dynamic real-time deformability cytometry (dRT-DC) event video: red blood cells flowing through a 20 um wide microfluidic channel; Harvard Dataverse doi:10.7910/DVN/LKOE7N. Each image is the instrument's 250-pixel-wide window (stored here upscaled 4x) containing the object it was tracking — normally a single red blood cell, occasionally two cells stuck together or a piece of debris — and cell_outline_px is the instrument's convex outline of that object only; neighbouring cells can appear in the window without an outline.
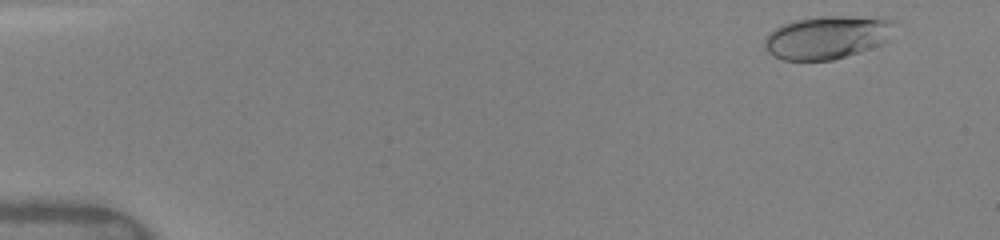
{"species": "human", "species_latin": "Homo sapiens", "temperature_condition": "warm", "stored_images_in_passage": 32, "camera_frame_rate_fps": 3000, "um_per_image_px": 0.085, "donor": {"sex": "female"}, "frame": {"image": 1, "passage_image": 1, "time_ms": 0.0, "image_size_px": [1000, 240], "cell_outline_px": [[892, 20], [888, 40], [884, 44], [832, 60], [784, 60], [768, 52], [764, 48], [764, 40], [776, 28], [784, 24], [796, 20], [820, 16], [884, 16]], "centroid_in_image_um": [70.34, 3.16], "position_along_channel_um": 14.7, "area_um2": 32.43}}
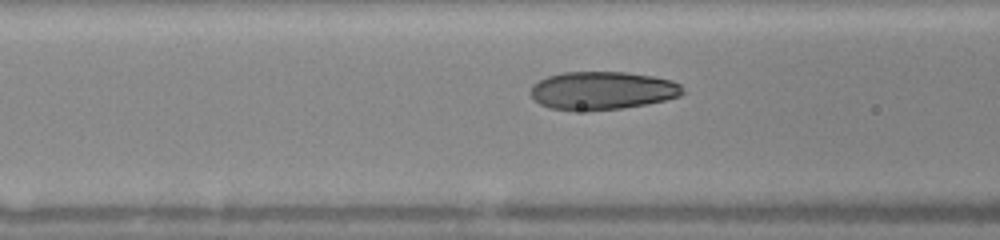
{"frame": {"image": 2, "passage_image": 12, "time_ms": 5.667, "image_size_px": [1000, 240], "cell_outline_px": [[688, 92], [680, 96], [664, 100], [624, 108], [572, 112], [548, 108], [540, 104], [532, 96], [532, 84], [548, 76], [564, 72], [628, 72], [652, 76], [672, 80], [680, 84]], "centroid_in_image_um": [51.22, 7.71], "position_along_channel_um": 115.4, "area_um2": 34.1}}
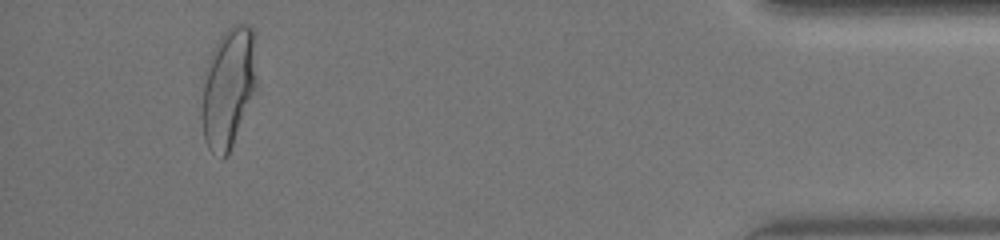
{"frame": {"image": 3, "passage_image": 30, "time_ms": 14.333, "image_size_px": [1000, 240], "cell_outline_px": [[256, 88], [228, 156], [224, 160], [212, 152], [208, 148], [204, 140], [204, 68], [212, 48], [224, 32], [232, 24], [252, 24], [256, 32]], "centroid_in_image_um": [19.46, 7.37], "position_along_channel_um": 415.7, "area_um2": 38.55}, "authors_computed_cell_mechanics": {"area_um2": 33.6974, "velocity_mm_per_s": 4.1275, "shape_relaxation_time_tau1_ms": 4.1075, "shape_relaxation_time_tau2_ms": null, "deformation_change_tau1": 0.1847, "deformation_change_tau2": null}}